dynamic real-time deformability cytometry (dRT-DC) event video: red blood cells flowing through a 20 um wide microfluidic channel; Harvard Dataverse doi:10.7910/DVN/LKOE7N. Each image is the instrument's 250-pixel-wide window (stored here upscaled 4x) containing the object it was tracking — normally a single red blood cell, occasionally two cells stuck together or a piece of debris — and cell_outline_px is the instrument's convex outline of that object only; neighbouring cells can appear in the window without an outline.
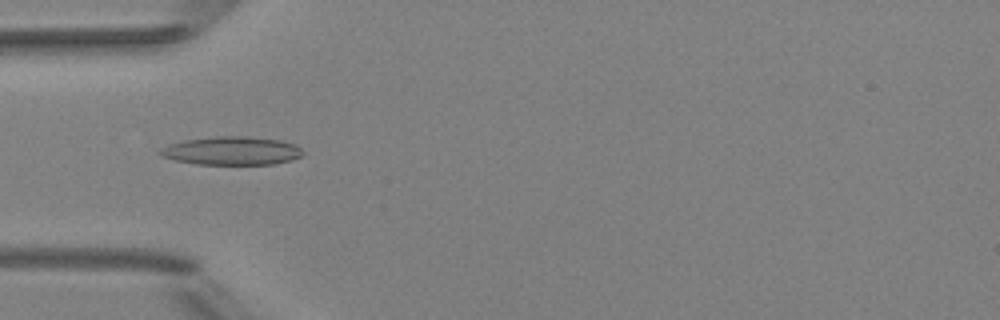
{"species": "Egyptian fruit bat (a non-hibernating species)", "species_latin": "Rousettus aegyptiacus", "temperature_condition": "room temperature", "stored_images_in_passage": 5, "camera_frame_rate_fps": 3000, "um_per_image_px": 0.085, "animal": {"sex": "female"}, "frame": {"image": 1, "passage_image": 4, "time_ms": 3.333, "image_size_px": [1000, 320], "cell_outline_px": [[304, 152], [300, 156], [292, 160], [272, 164], [196, 164], [176, 160], [160, 156], [156, 152], [160, 148], [168, 144], [184, 140], [216, 136], [248, 136], [280, 140], [296, 144]], "centroid_in_image_um": [19.67, 12.81], "position_along_channel_um": 65.3, "area_um2": 23.76}}
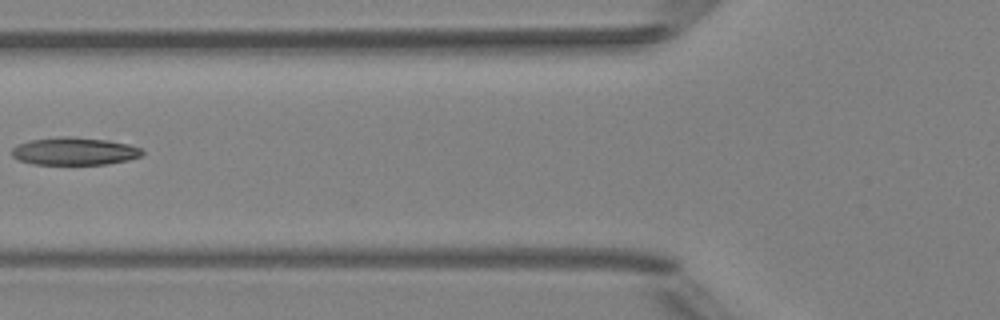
{"frame": {"image": 2, "passage_image": 5, "time_ms": 4.667, "image_size_px": [1000, 320], "cell_outline_px": [[144, 152], [140, 156], [128, 160], [108, 164], [32, 164], [20, 160], [12, 156], [12, 148], [16, 144], [28, 140], [56, 136], [68, 136], [108, 140], [128, 144], [140, 148]], "centroid_in_image_um": [6.29, 12.84], "position_along_channel_um": 119.5, "area_um2": 21.15}}